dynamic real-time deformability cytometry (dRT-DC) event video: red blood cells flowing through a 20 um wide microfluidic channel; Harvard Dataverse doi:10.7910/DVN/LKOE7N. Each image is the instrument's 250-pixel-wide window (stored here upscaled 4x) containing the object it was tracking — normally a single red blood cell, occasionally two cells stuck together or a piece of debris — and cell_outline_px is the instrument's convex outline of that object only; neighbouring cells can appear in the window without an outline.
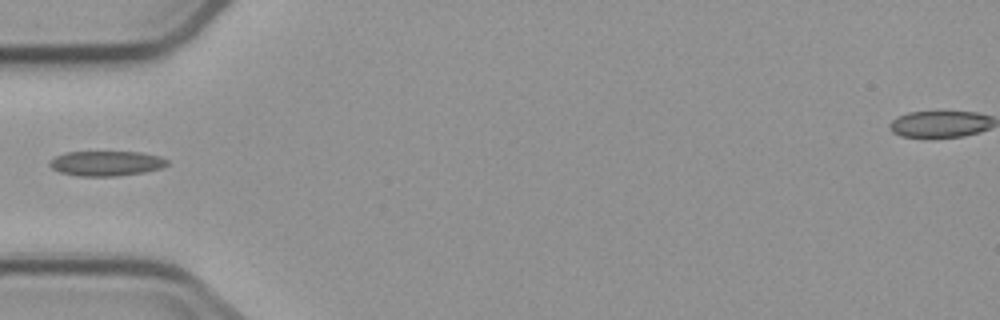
{"species": "common noctule bat (a hibernating species)", "species_latin": "Nyctalus noctula", "temperature_condition": "cold", "stored_images_in_passage": 5, "camera_frame_rate_fps": 3000, "um_per_image_px": 0.085, "animal": {"sex": "male", "body_mass_g": 23.1, "forearm_length_mm": 52.7}, "frame": {"image": 1, "passage_image": 5, "time_ms": 4.667, "image_size_px": [1000, 320], "cell_outline_px": [[168, 164], [160, 168], [144, 172], [116, 176], [80, 176], [60, 172], [52, 168], [48, 164], [56, 156], [64, 152], [140, 152], [160, 156], [168, 160]], "centroid_in_image_um": [9.04, 13.88], "position_along_channel_um": 76.0, "area_um2": 16.99}}